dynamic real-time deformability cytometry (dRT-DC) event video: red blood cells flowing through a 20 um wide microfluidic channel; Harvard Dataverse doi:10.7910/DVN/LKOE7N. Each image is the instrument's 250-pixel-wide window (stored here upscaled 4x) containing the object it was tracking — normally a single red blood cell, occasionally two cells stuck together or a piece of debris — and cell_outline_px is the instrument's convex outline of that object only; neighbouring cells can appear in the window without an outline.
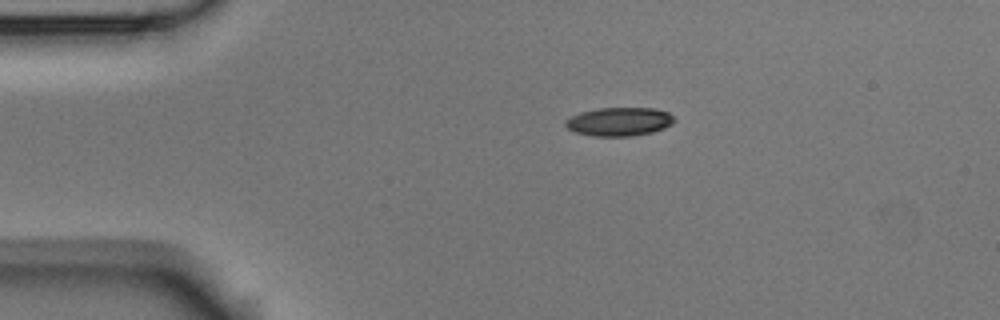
{"species": "Egyptian fruit bat (a non-hibernating species)", "species_latin": "Rousettus aegyptiacus", "temperature_condition": "room temperature", "stored_images_in_passage": 6, "camera_frame_rate_fps": 3000, "um_per_image_px": 0.085, "animal": {"sex": "male"}, "frame": {"image": 1, "passage_image": 1, "time_ms": 0.0, "image_size_px": [1000, 320], "cell_outline_px": [[676, 120], [672, 124], [664, 128], [652, 132], [632, 136], [592, 136], [576, 132], [568, 128], [564, 124], [564, 120], [580, 112], [596, 108], [656, 108], [668, 112]], "centroid_in_image_um": [52.63, 10.33], "position_along_channel_um": 32.4, "area_um2": 18.21}}
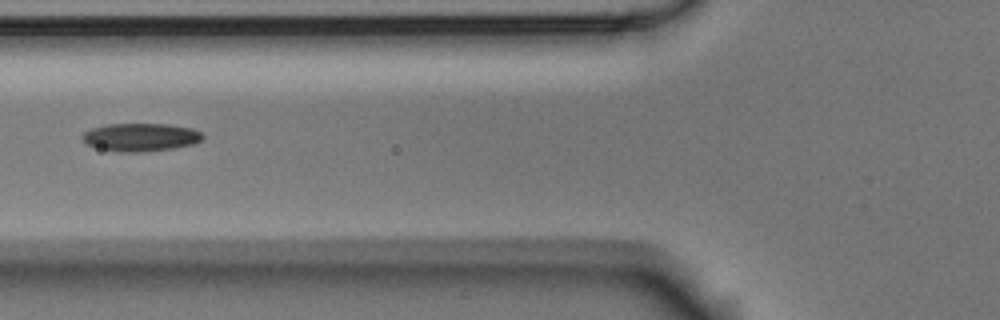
{"frame": {"image": 2, "passage_image": 4, "time_ms": 1.0, "image_size_px": [1000, 320], "cell_outline_px": [[204, 136], [200, 140], [192, 144], [176, 148], [140, 152], [120, 152], [100, 148], [88, 144], [80, 136], [84, 132], [92, 128], [108, 124], [168, 124], [192, 128], [200, 132]], "centroid_in_image_um": [11.96, 11.66], "position_along_channel_um": 113.8, "area_um2": 19.54}}
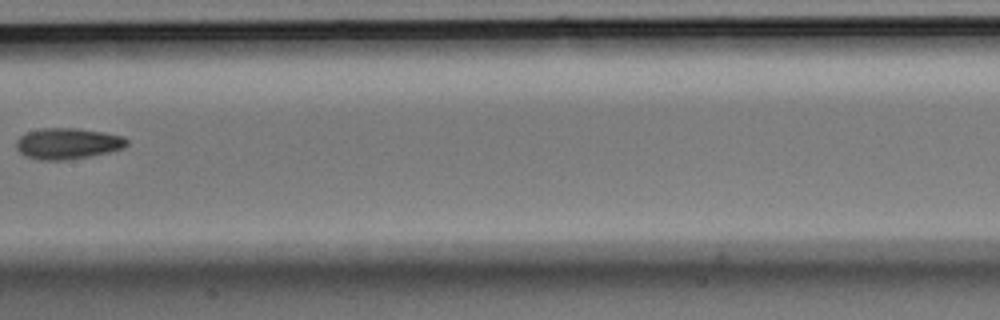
{"frame": {"image": 3, "passage_image": 6, "time_ms": 1.667, "image_size_px": [1000, 320], "cell_outline_px": [[128, 144], [124, 148], [108, 152], [68, 160], [40, 160], [28, 156], [20, 152], [16, 148], [16, 140], [20, 136], [28, 132], [44, 128], [76, 128], [104, 132], [124, 136], [128, 140]], "centroid_in_image_um": [5.77, 12.19], "position_along_channel_um": 201.6, "area_um2": 19.94}}